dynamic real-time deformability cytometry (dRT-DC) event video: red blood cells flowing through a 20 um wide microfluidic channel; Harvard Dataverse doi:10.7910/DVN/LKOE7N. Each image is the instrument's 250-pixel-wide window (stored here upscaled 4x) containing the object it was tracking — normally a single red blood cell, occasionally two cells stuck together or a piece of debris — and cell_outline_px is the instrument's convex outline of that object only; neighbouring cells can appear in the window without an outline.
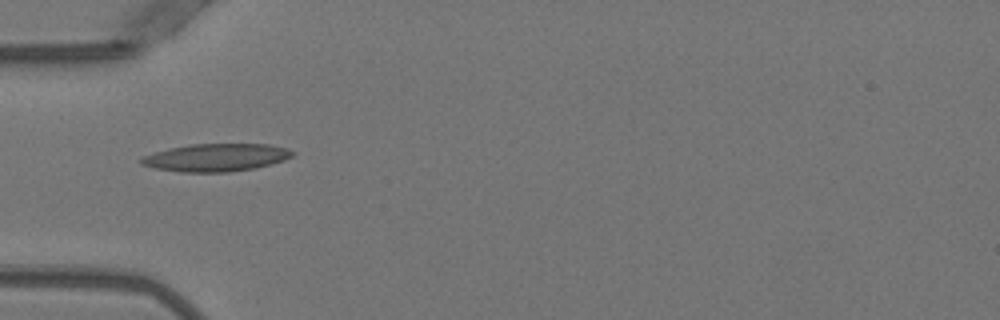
{"species": "Egyptian fruit bat (a non-hibernating species)", "species_latin": "Rousettus aegyptiacus", "temperature_condition": "warm", "stored_images_in_passage": 36, "camera_frame_rate_fps": 3000, "um_per_image_px": 0.085, "animal": {"sex": "female"}, "frame": {"image": 1, "passage_image": 1, "time_ms": 0.0, "image_size_px": [1000, 320], "cell_outline_px": [[296, 152], [292, 156], [284, 160], [256, 168], [228, 172], [180, 172], [156, 168], [140, 164], [140, 160], [144, 156], [156, 152], [172, 148], [192, 144], [268, 144], [288, 148]], "centroid_in_image_um": [18.42, 13.39], "position_along_channel_um": 66.6, "area_um2": 24.28}}
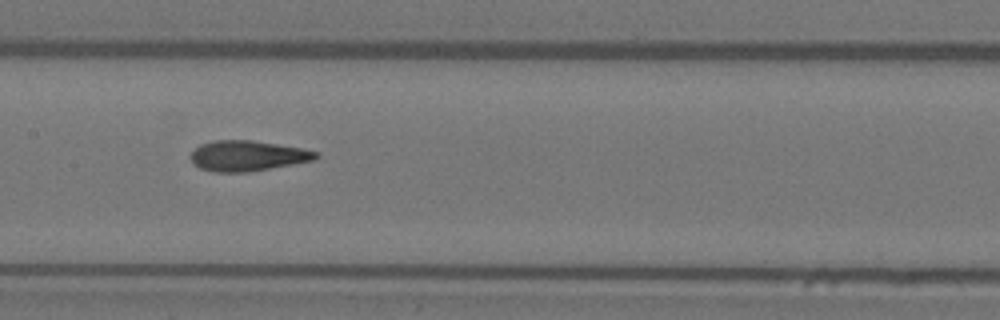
{"frame": {"image": 2, "passage_image": 10, "time_ms": 3.0, "image_size_px": [1000, 320], "cell_outline_px": [[320, 156], [312, 160], [248, 172], [216, 172], [200, 168], [192, 160], [192, 152], [200, 144], [212, 140], [252, 140], [300, 148], [320, 152]], "centroid_in_image_um": [21.04, 13.23], "position_along_channel_um": 186.4, "area_um2": 21.85}}
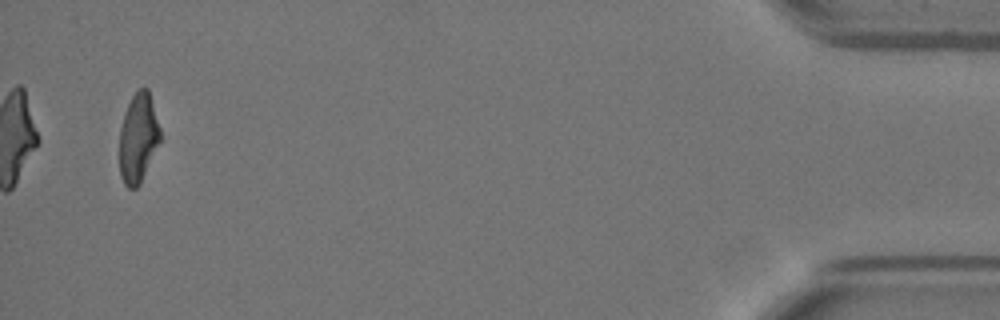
{"frame": {"image": 3, "passage_image": 34, "time_ms": 11.0, "image_size_px": [1000, 320], "cell_outline_px": [[160, 140], [140, 184], [136, 188], [128, 188], [124, 184], [120, 176], [120, 128], [124, 112], [132, 96], [140, 88], [148, 88], [160, 128]], "centroid_in_image_um": [11.73, 11.73], "position_along_channel_um": 423.5, "area_um2": 20.98}, "authors_computed_cell_mechanics": {"area_um2": 22.0218, "velocity_mm_per_s": 3.9748, "shape_relaxation_time_tau1_ms": 8.292, "shape_relaxation_time_tau2_ms": 1.733, "deformation_change_tau1": 0.2575, "deformation_change_tau2": 0.101}}